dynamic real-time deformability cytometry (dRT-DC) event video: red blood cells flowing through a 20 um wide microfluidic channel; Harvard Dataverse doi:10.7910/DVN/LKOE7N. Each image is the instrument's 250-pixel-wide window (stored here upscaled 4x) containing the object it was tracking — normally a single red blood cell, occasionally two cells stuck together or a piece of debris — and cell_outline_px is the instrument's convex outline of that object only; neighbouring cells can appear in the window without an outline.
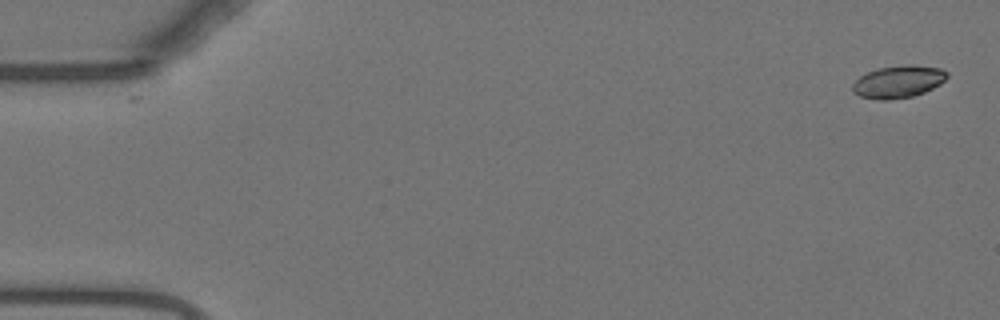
{"species": "Egyptian fruit bat (a non-hibernating species)", "species_latin": "Rousettus aegyptiacus", "temperature_condition": "warm", "stored_images_in_passage": 54, "camera_frame_rate_fps": 3000, "um_per_image_px": 0.085, "animal": {"sex": "female"}, "frame": {"image": 1, "passage_image": 1, "time_ms": 0.0, "image_size_px": [1000, 320], "cell_outline_px": [[948, 76], [940, 84], [924, 92], [912, 96], [888, 100], [880, 100], [860, 96], [852, 92], [852, 84], [860, 76], [868, 72], [880, 68], [908, 64], [912, 64], [940, 68], [948, 72]], "centroid_in_image_um": [76.35, 6.94], "position_along_channel_um": 8.6, "area_um2": 17.74}}
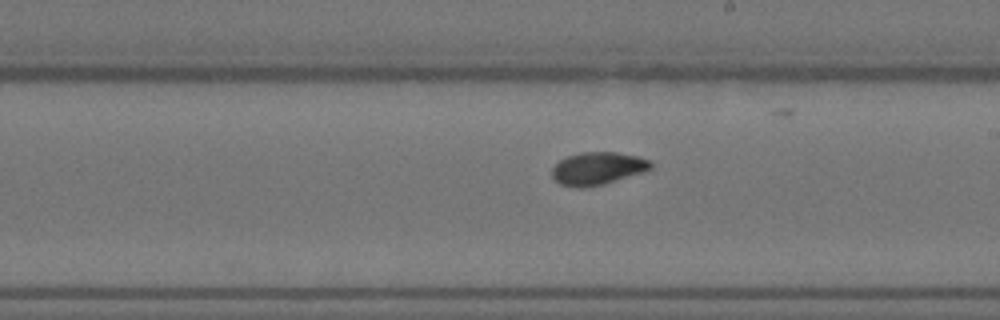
{"frame": {"image": 2, "passage_image": 31, "time_ms": 10.0, "image_size_px": [1000, 320], "cell_outline_px": [[652, 168], [644, 172], [604, 184], [580, 188], [560, 184], [552, 176], [552, 168], [560, 160], [568, 156], [580, 152], [616, 152], [636, 156], [648, 160], [652, 164]], "centroid_in_image_um": [50.8, 14.32], "position_along_channel_um": 238.2, "area_um2": 18.67}}
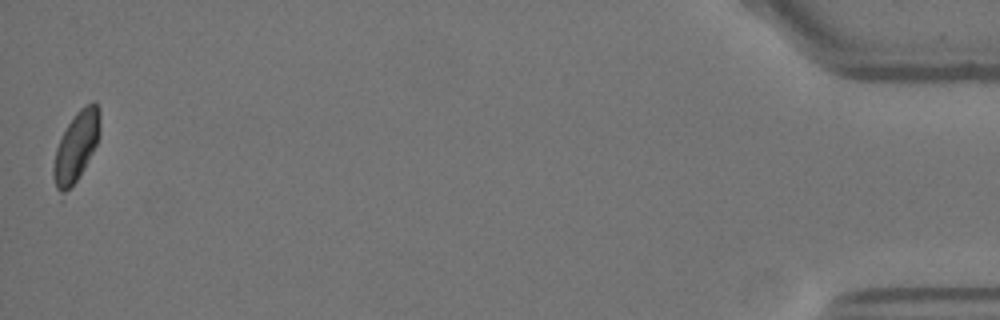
{"frame": {"image": 3, "passage_image": 54, "time_ms": 17.667, "image_size_px": [1000, 320], "cell_outline_px": [[100, 132], [96, 144], [84, 168], [76, 180], [60, 200], [52, 176], [52, 168], [56, 148], [68, 124], [76, 112], [84, 104], [92, 100], [100, 108]], "centroid_in_image_um": [6.46, 12.48], "position_along_channel_um": 428.7, "area_um2": 19.07}, "authors_computed_cell_mechanics": {"area_um2": 18.5538, "velocity_mm_per_s": 3.7129, "shape_relaxation_time_tau1_ms": 7.4143, "shape_relaxation_time_tau2_ms": 1.3883, "deformation_change_tau1": 0.1491, "deformation_change_tau2": 0.0448}}